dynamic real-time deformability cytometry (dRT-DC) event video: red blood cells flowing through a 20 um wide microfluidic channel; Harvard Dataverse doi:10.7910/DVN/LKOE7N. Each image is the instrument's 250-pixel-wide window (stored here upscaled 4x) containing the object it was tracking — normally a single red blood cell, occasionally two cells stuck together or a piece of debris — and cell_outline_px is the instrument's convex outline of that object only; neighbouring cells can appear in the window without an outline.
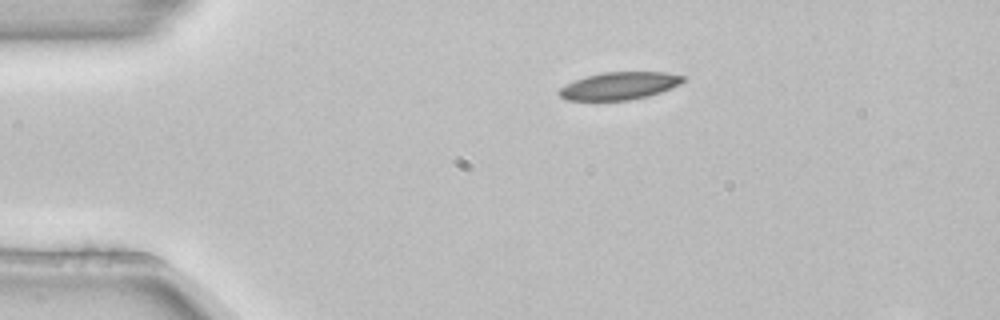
{"species": "common noctule bat (a hibernating species)", "species_latin": "Nyctalus noctula", "temperature_condition": "room temperature", "stored_images_in_passage": 3, "camera_frame_rate_fps": 3000, "um_per_image_px": 0.085, "animal": {"sex": "female", "body_mass_g": 22.7, "forearm_length_mm": 54.2}, "frame": {"image": 1, "passage_image": 1, "time_ms": 0.0, "image_size_px": [1000, 320], "cell_outline_px": [[684, 80], [680, 84], [660, 92], [648, 96], [628, 100], [564, 100], [556, 92], [560, 88], [576, 80], [588, 76], [604, 72], [668, 72], [684, 76]], "centroid_in_image_um": [52.65, 7.3], "position_along_channel_um": 32.4, "area_um2": 19.71}}